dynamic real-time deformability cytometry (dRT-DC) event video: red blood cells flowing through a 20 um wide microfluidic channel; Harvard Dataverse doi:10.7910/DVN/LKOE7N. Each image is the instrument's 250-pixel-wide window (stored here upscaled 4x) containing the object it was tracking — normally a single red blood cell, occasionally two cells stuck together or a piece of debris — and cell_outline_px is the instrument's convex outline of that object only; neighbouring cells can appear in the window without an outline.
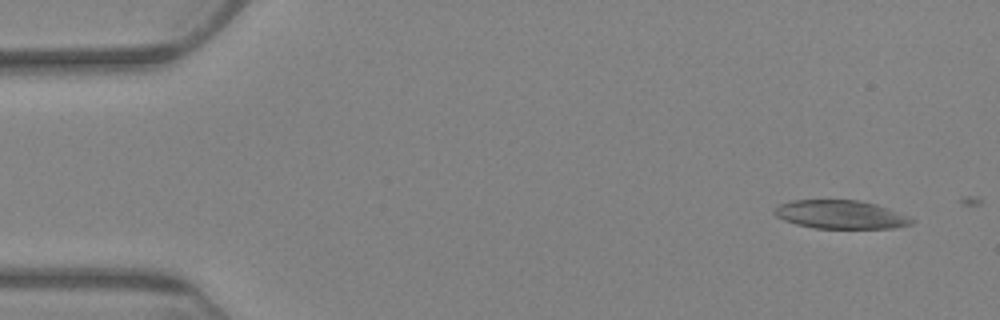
{"species": "Egyptian fruit bat (a non-hibernating species)", "species_latin": "Rousettus aegyptiacus", "temperature_condition": "warm", "stored_images_in_passage": 2, "camera_frame_rate_fps": 3000, "um_per_image_px": 0.085, "animal": {"sex": "female"}, "frame": {"image": 1, "passage_image": 1, "time_ms": 0.0, "image_size_px": [1000, 320], "cell_outline_px": [[916, 220], [912, 224], [892, 228], [816, 228], [796, 224], [784, 220], [776, 216], [772, 212], [772, 208], [780, 204], [792, 200], [860, 200], [876, 204], [912, 216]], "centroid_in_image_um": [71.47, 18.23], "position_along_channel_um": 13.5, "area_um2": 23.0}}